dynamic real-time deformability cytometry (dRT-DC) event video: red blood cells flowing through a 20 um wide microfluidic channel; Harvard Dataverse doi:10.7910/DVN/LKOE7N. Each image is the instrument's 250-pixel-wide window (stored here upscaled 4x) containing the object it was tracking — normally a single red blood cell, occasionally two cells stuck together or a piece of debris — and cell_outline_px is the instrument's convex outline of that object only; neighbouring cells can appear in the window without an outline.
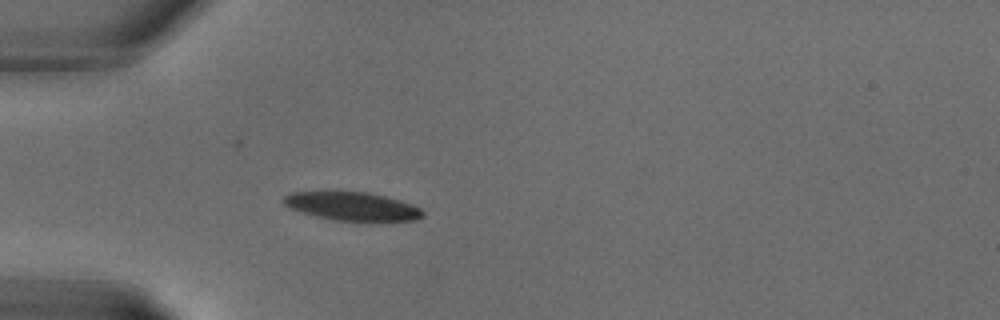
{"species": "common noctule bat (a hibernating species)", "species_latin": "Nyctalus noctula", "temperature_condition": "warm", "stored_images_in_passage": 10, "camera_frame_rate_fps": 3000, "um_per_image_px": 0.085, "animal": {"sex": "male", "body_mass_g": 18.8}, "frame": {"image": 1, "passage_image": 6, "time_ms": 1.667, "image_size_px": [1000, 320], "cell_outline_px": [[424, 216], [416, 220], [368, 224], [336, 220], [316, 216], [292, 208], [284, 204], [280, 200], [288, 192], [336, 188], [368, 192], [400, 200], [412, 204], [420, 208], [424, 212]], "centroid_in_image_um": [29.93, 17.52], "position_along_channel_um": 55.1, "area_um2": 24.97}}
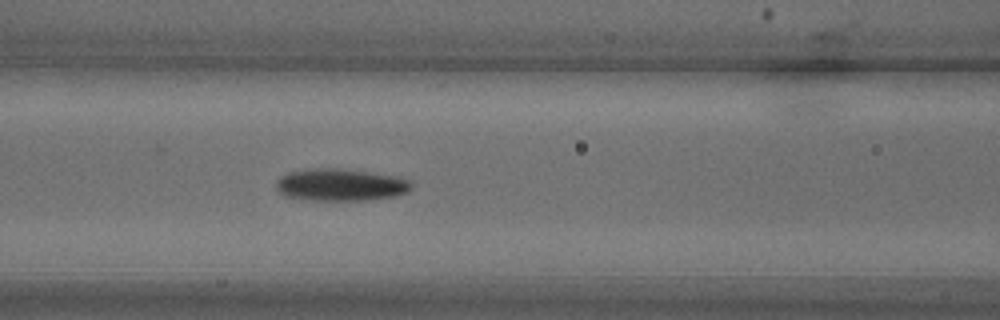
{"frame": {"image": 2, "passage_image": 10, "time_ms": 3.0, "image_size_px": [1000, 320], "cell_outline_px": [[412, 188], [408, 192], [396, 196], [368, 200], [312, 200], [284, 196], [276, 192], [276, 180], [280, 176], [288, 172], [308, 168], [340, 168], [396, 176], [412, 180]], "centroid_in_image_um": [28.93, 15.71], "position_along_channel_um": 137.7, "area_um2": 25.78}}